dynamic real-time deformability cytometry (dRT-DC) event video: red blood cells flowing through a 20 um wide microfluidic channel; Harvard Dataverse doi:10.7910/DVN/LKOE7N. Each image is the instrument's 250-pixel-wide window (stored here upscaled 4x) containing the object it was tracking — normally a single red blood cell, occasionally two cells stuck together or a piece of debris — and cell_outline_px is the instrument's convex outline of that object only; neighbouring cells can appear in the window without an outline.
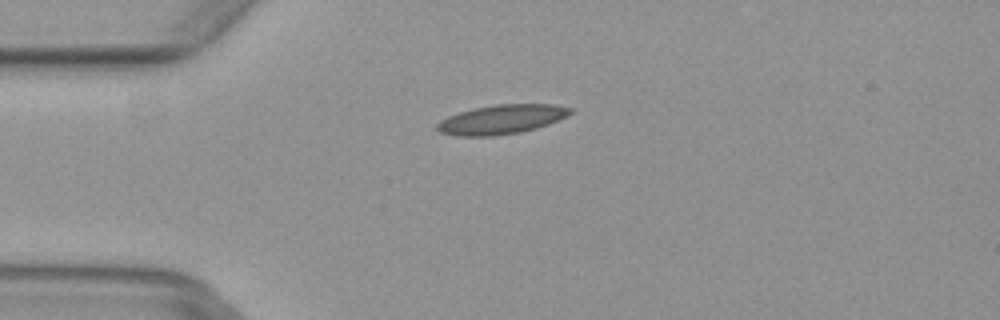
{"species": "common noctule bat (a hibernating species)", "species_latin": "Nyctalus noctula", "temperature_condition": "warm", "stored_images_in_passage": 5, "camera_frame_rate_fps": 3000, "um_per_image_px": 0.085, "animal": {"sex": "female", "body_mass_g": 29.2, "forearm_length_mm": 56.3}, "frame": {"image": 1, "passage_image": 4, "time_ms": 1.0, "image_size_px": [1000, 320], "cell_outline_px": [[572, 112], [568, 116], [548, 124], [536, 128], [520, 132], [492, 136], [456, 136], [440, 132], [436, 128], [436, 124], [440, 120], [448, 116], [472, 108], [496, 104], [556, 104], [572, 108]], "centroid_in_image_um": [42.63, 10.14], "position_along_channel_um": 42.4, "area_um2": 22.83}}